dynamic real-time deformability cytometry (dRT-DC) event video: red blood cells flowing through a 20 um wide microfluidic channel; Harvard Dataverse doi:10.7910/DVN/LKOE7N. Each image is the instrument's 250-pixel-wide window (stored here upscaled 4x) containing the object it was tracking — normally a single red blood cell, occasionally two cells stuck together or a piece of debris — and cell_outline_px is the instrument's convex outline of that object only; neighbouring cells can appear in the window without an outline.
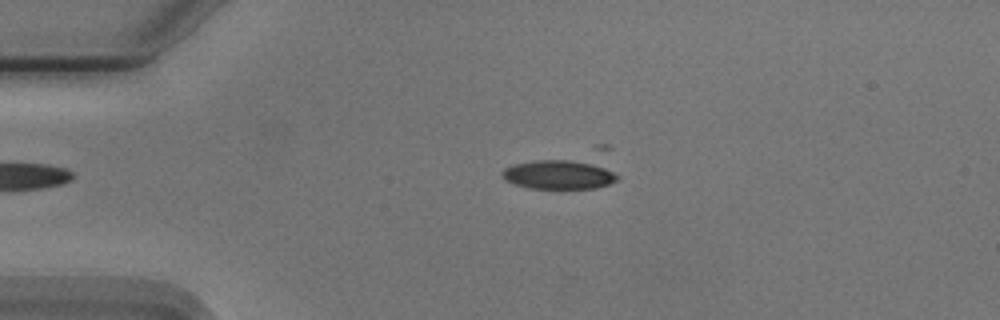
{"species": "Egyptian fruit bat (a non-hibernating species)", "species_latin": "Rousettus aegyptiacus", "temperature_condition": "cold", "stored_images_in_passage": 35, "camera_frame_rate_fps": 3000, "um_per_image_px": 0.085, "animal": {"sex": "male"}, "frame": {"image": 1, "passage_image": 12, "time_ms": 3.667, "image_size_px": [1000, 320], "cell_outline_px": [[620, 176], [616, 180], [608, 184], [596, 188], [528, 188], [504, 180], [500, 172], [504, 168], [512, 164], [596, 144], [608, 144], [612, 148]], "centroid_in_image_um": [48.16, 14.4], "position_along_channel_um": 36.8, "area_um2": 27.11}}
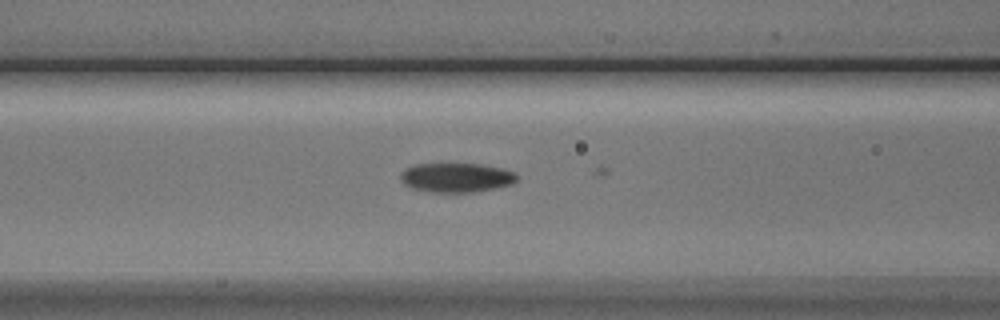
{"frame": {"image": 2, "passage_image": 22, "time_ms": 7.0, "image_size_px": [1000, 320], "cell_outline_px": [[520, 176], [512, 184], [496, 188], [472, 192], [428, 192], [412, 188], [404, 184], [400, 180], [400, 176], [408, 168], [416, 164], [480, 164], [504, 168], [516, 172]], "centroid_in_image_um": [38.85, 15.1], "position_along_channel_um": 127.8, "area_um2": 19.94}}
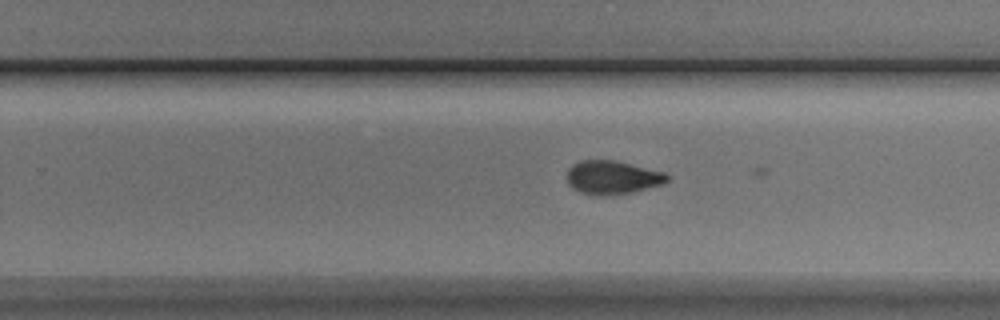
{"frame": {"image": 3, "passage_image": 34, "time_ms": 11.0, "image_size_px": [1000, 320], "cell_outline_px": [[668, 180], [664, 184], [632, 192], [604, 196], [592, 196], [580, 192], [572, 188], [568, 184], [568, 168], [572, 164], [580, 160], [616, 160], [664, 172], [668, 176]], "centroid_in_image_um": [52.03, 15.09], "position_along_channel_um": 277.8, "area_um2": 19.77}}